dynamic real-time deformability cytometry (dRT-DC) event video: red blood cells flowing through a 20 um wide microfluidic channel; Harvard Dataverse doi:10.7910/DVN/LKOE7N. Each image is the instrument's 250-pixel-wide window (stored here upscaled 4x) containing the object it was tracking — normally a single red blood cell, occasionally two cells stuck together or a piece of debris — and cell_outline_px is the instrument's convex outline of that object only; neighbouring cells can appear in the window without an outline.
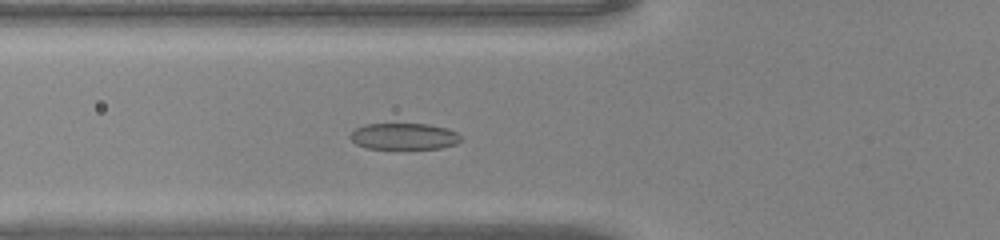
{"species": "common noctule bat (a hibernating species)", "species_latin": "Nyctalus noctula", "temperature_condition": "warm", "stored_images_in_passage": 39, "camera_frame_rate_fps": 3000, "um_per_image_px": 0.085, "animal": {"sex": "male", "body_mass_g": 20.0, "forearm_length_mm": 53.3}, "frame": {"image": 1, "passage_image": 10, "time_ms": 3.0, "image_size_px": [1000, 240], "cell_outline_px": [[464, 140], [456, 144], [440, 148], [364, 148], [356, 144], [348, 136], [356, 128], [364, 124], [428, 124], [448, 128], [456, 132]], "centroid_in_image_um": [34.35, 11.58], "position_along_channel_um": 91.4, "area_um2": 17.05}}
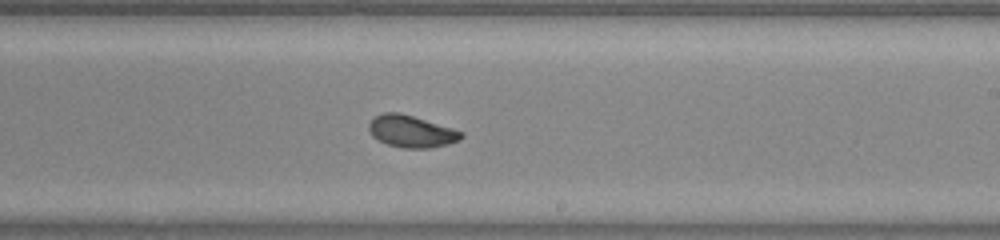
{"frame": {"image": 2, "passage_image": 21, "time_ms": 6.667, "image_size_px": [1000, 240], "cell_outline_px": [[464, 136], [460, 140], [448, 144], [428, 148], [404, 148], [388, 144], [372, 136], [368, 128], [368, 124], [376, 116], [384, 112], [400, 112], [452, 128], [464, 132]], "centroid_in_image_um": [34.98, 11.16], "position_along_channel_um": 254.0, "area_um2": 17.11}}
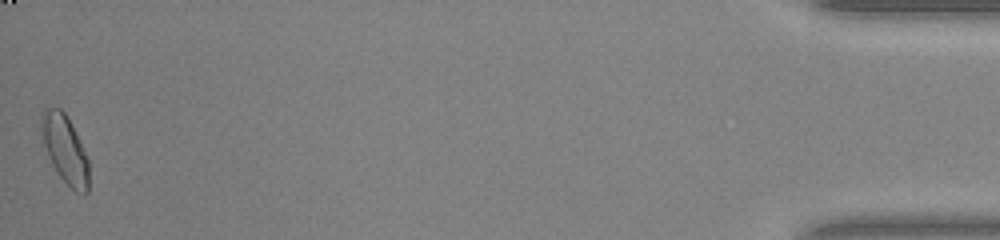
{"frame": {"image": 3, "passage_image": 39, "time_ms": 12.667, "image_size_px": [1000, 240], "cell_outline_px": [[88, 192], [84, 196], [76, 192], [56, 172], [48, 156], [44, 144], [40, 124], [40, 116], [44, 108], [60, 108], [64, 112], [88, 160]], "centroid_in_image_um": [5.5, 12.71], "position_along_channel_um": 429.7, "area_um2": 18.32}}